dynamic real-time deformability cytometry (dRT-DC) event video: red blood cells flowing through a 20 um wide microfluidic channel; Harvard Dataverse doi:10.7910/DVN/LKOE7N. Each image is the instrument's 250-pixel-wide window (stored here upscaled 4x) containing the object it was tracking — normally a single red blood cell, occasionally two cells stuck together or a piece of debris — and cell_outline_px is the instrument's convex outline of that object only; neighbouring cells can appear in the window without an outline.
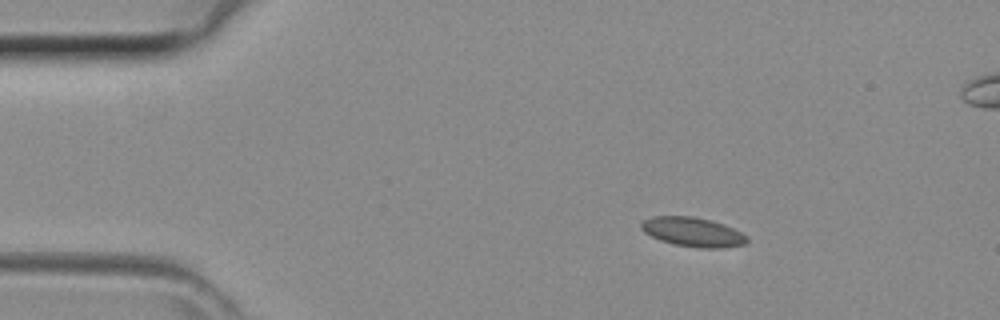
{"species": "common noctule bat (a hibernating species)", "species_latin": "Nyctalus noctula", "temperature_condition": "room temperature", "stored_images_in_passage": 7, "camera_frame_rate_fps": 3000, "um_per_image_px": 0.085, "animal": {"sex": "female", "body_mass_g": 29.2, "forearm_length_mm": 56.3}, "frame": {"image": 1, "passage_image": 1, "time_ms": 0.0, "image_size_px": [1000, 320], "cell_outline_px": [[748, 240], [744, 244], [716, 248], [700, 248], [676, 244], [660, 240], [644, 232], [640, 228], [640, 224], [644, 220], [652, 216], [692, 216], [724, 224], [748, 236]], "centroid_in_image_um": [58.86, 19.71], "position_along_channel_um": 26.1, "area_um2": 17.8}}